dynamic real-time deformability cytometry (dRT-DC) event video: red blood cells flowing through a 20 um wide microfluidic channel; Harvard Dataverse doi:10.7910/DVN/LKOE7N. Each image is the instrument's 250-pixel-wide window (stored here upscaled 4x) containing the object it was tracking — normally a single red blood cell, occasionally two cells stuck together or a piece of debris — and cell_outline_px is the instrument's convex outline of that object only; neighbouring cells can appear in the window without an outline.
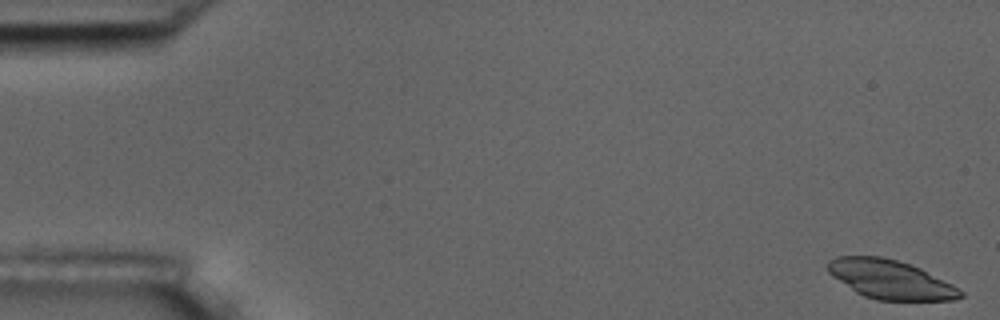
{"species": "common noctule bat (a hibernating species)", "species_latin": "Nyctalus noctula", "temperature_condition": "room temperature", "stored_images_in_passage": 57, "camera_frame_rate_fps": 3000, "um_per_image_px": 0.085, "animal": {"sex": "male", "body_mass_g": 17.5, "forearm_length_mm": 52.3}, "frame": {"image": 1, "passage_image": 2, "time_ms": 0.333, "image_size_px": [1000, 320], "cell_outline_px": [[964, 296], [952, 300], [876, 300], [864, 296], [856, 292], [832, 276], [828, 272], [828, 260], [836, 256], [880, 256], [896, 260], [920, 268], [952, 284], [964, 292]], "centroid_in_image_um": [75.67, 23.75], "position_along_channel_um": 9.3, "area_um2": 29.88}}